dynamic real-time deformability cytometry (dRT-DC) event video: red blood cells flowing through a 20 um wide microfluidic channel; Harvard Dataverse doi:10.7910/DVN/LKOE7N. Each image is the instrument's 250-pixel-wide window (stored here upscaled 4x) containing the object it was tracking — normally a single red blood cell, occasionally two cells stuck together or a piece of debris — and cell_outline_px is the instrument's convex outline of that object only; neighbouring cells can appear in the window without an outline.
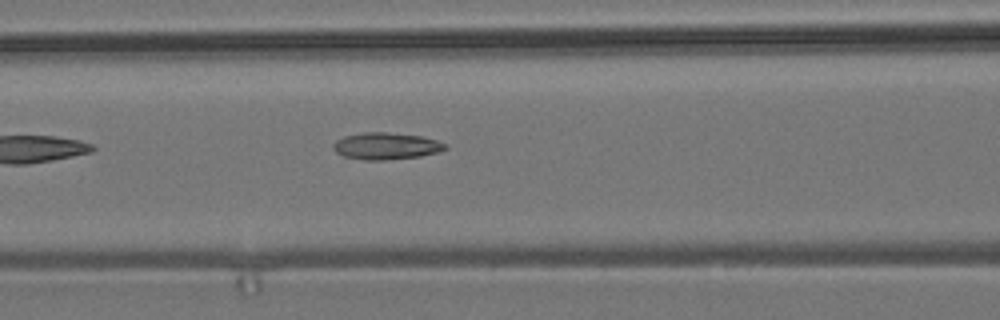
{"species": "common noctule bat (a hibernating species)", "species_latin": "Nyctalus noctula", "temperature_condition": "room temperature", "stored_images_in_passage": 12, "camera_frame_rate_fps": 3000, "um_per_image_px": 0.085, "animal": {"sex": "male", "body_mass_g": 19.2, "forearm_length_mm": 51.8}, "frame": {"image": 1, "passage_image": 7, "time_ms": 2.0, "image_size_px": [1000, 320], "cell_outline_px": [[448, 148], [440, 152], [420, 156], [384, 160], [364, 160], [344, 156], [336, 152], [332, 148], [332, 144], [336, 140], [344, 136], [364, 132], [388, 132], [424, 136], [448, 144]], "centroid_in_image_um": [32.84, 12.4], "position_along_channel_um": 133.8, "area_um2": 17.74}}